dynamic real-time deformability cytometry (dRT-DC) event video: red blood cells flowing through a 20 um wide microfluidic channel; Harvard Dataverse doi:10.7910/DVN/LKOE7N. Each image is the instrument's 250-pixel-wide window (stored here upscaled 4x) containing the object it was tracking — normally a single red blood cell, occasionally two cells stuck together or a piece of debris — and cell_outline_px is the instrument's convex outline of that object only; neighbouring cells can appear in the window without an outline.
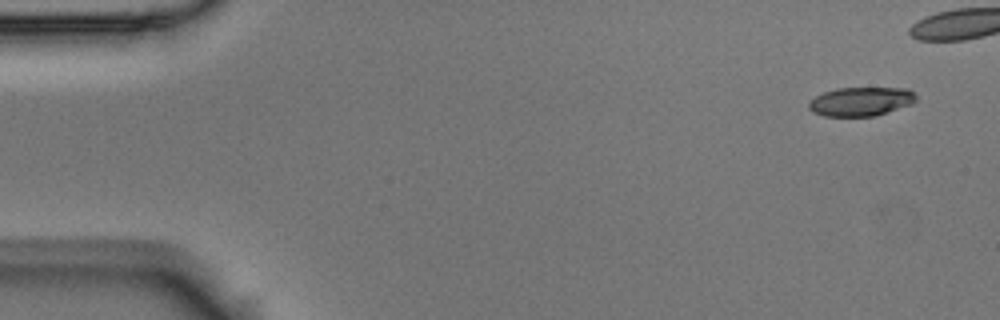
{"species": "Egyptian fruit bat (a non-hibernating species)", "species_latin": "Rousettus aegyptiacus", "temperature_condition": "room temperature", "stored_images_in_passage": 7, "camera_frame_rate_fps": 3000, "um_per_image_px": 0.085, "animal": {"sex": "male"}, "frame": {"image": 1, "passage_image": 1, "time_ms": 0.0, "image_size_px": [1000, 320], "cell_outline_px": [[916, 100], [912, 104], [876, 116], [824, 116], [812, 112], [808, 108], [808, 104], [816, 96], [824, 92], [836, 88], [908, 88], [916, 96]], "centroid_in_image_um": [73.18, 8.63], "position_along_channel_um": 11.8, "area_um2": 18.09}}